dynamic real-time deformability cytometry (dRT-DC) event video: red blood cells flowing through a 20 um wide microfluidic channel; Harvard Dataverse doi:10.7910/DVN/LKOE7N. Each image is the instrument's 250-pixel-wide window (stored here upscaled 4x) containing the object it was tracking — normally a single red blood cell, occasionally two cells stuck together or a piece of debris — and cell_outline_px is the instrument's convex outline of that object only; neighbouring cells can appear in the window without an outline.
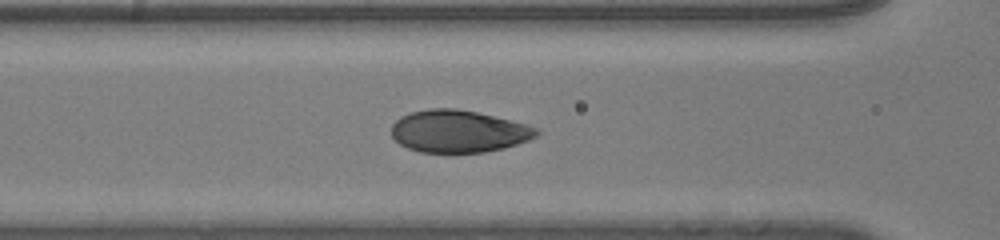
{"species": "human", "species_latin": "Homo sapiens", "temperature_condition": "room temperature", "stored_images_in_passage": 50, "camera_frame_rate_fps": 3000, "um_per_image_px": 0.085, "donor": {"sex": "male"}, "frame": {"image": 1, "passage_image": 30, "time_ms": 9.667, "image_size_px": [1000, 240], "cell_outline_px": [[540, 132], [536, 136], [528, 140], [504, 148], [484, 152], [420, 152], [408, 148], [400, 144], [392, 136], [392, 124], [400, 116], [408, 112], [428, 108], [456, 108], [476, 112], [528, 124], [540, 128]], "centroid_in_image_um": [38.97, 11.15], "position_along_channel_um": 127.6, "area_um2": 35.89}}
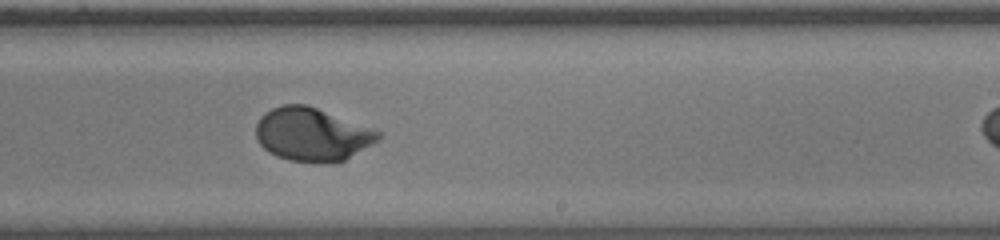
{"frame": {"image": 2, "passage_image": 40, "time_ms": 13.0, "image_size_px": [1000, 240], "cell_outline_px": [[380, 140], [344, 160], [288, 160], [276, 156], [268, 152], [256, 140], [256, 124], [260, 116], [272, 108], [284, 104], [308, 104], [372, 128], [380, 132]], "centroid_in_image_um": [26.5, 11.38], "position_along_channel_um": 262.5, "area_um2": 37.45}}
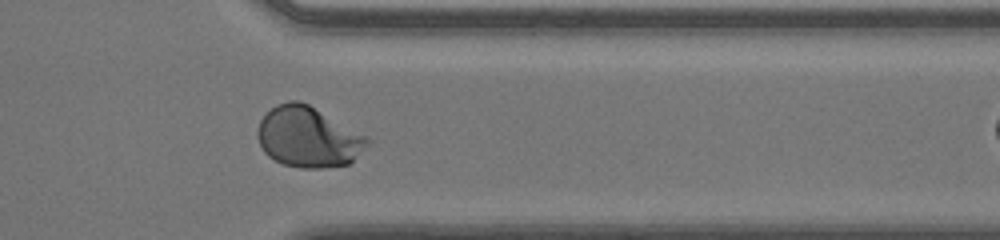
{"frame": {"image": 3, "passage_image": 49, "time_ms": 16.0, "image_size_px": [1000, 240], "cell_outline_px": [[372, 140], [348, 164], [324, 168], [300, 168], [284, 164], [268, 156], [264, 152], [256, 136], [256, 132], [260, 120], [276, 104], [288, 100], [300, 100], [308, 104], [368, 136]], "centroid_in_image_um": [26.18, 11.64], "position_along_channel_um": 385.2, "area_um2": 38.73}}